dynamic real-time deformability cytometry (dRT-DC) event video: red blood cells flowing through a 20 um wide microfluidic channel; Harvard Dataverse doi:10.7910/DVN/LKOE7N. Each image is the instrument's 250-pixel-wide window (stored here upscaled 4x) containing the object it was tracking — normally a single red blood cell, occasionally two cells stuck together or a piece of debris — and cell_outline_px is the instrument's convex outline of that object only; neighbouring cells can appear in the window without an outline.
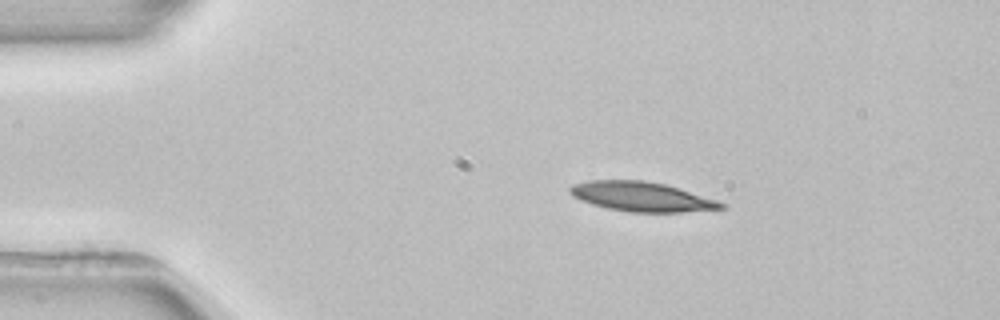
{"species": "common noctule bat (a hibernating species)", "species_latin": "Nyctalus noctula", "temperature_condition": "room temperature", "stored_images_in_passage": 3, "camera_frame_rate_fps": 3000, "um_per_image_px": 0.085, "animal": {"sex": "female", "body_mass_g": 22.7, "forearm_length_mm": 54.2}, "frame": {"image": 1, "passage_image": 2, "time_ms": 1.333, "image_size_px": [1000, 320], "cell_outline_px": [[728, 208], [684, 212], [628, 212], [608, 208], [592, 204], [580, 200], [572, 196], [568, 192], [568, 188], [572, 184], [588, 180], [644, 180], [664, 184], [716, 200], [728, 204]], "centroid_in_image_um": [54.51, 16.72], "position_along_channel_um": 30.5, "area_um2": 26.07}}